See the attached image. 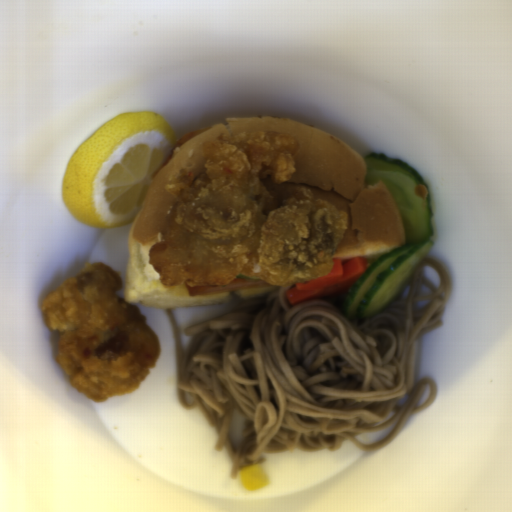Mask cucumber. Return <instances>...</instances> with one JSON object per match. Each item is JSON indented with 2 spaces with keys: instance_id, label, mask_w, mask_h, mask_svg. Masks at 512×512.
Here are the masks:
<instances>
[{
  "instance_id": "8b760119",
  "label": "cucumber",
  "mask_w": 512,
  "mask_h": 512,
  "mask_svg": "<svg viewBox=\"0 0 512 512\" xmlns=\"http://www.w3.org/2000/svg\"><path fill=\"white\" fill-rule=\"evenodd\" d=\"M366 186L384 182L401 216L403 245L369 263L349 287L342 305L348 320L383 313L434 245L430 193L425 180L406 162L376 152L364 156Z\"/></svg>"
}]
</instances>
